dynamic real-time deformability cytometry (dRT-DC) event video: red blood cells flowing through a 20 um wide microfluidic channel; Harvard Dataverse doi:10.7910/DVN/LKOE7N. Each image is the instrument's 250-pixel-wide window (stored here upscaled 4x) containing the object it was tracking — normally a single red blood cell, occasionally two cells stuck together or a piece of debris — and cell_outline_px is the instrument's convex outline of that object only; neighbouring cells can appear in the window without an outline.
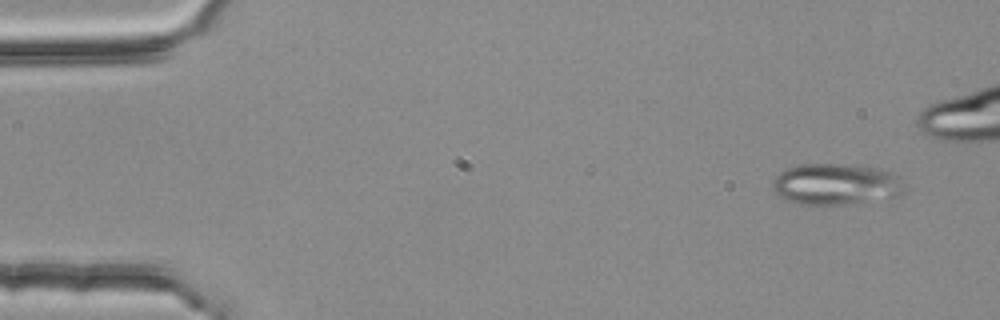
{"species": "common noctule bat (a hibernating species)", "species_latin": "Nyctalus noctula", "temperature_condition": "room temperature", "stored_images_in_passage": 4, "camera_frame_rate_fps": 3000, "um_per_image_px": 0.085, "animal": {"sex": "female", "body_mass_g": 25.1}, "frame": {"image": 1, "passage_image": 1, "time_ms": 0.0, "image_size_px": [1000, 320], "cell_outline_px": [[904, 192], [896, 196], [840, 204], [800, 204], [784, 200], [776, 192], [772, 184], [772, 180], [784, 168], [804, 164], [856, 164], [880, 168], [892, 172], [896, 176], [904, 188]], "centroid_in_image_um": [71.01, 15.63], "position_along_channel_um": 14.0, "area_um2": 31.44}}